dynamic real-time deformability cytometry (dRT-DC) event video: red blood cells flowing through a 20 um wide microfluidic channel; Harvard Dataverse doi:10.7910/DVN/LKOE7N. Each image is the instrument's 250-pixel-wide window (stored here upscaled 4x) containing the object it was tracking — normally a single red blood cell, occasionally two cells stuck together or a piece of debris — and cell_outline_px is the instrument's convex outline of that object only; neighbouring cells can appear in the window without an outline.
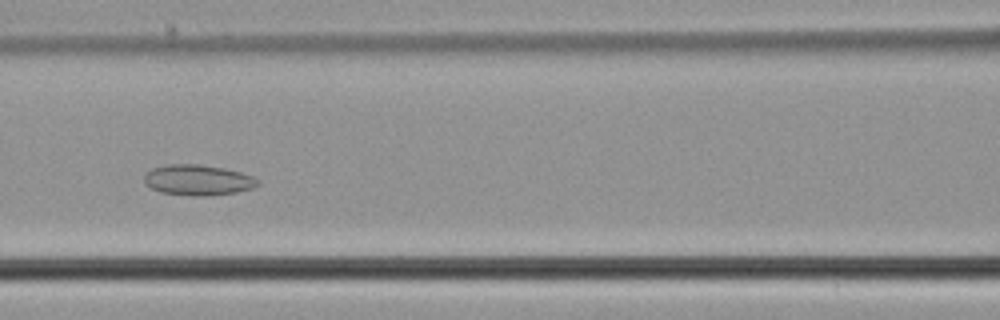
{"species": "common noctule bat (a hibernating species)", "species_latin": "Nyctalus noctula", "temperature_condition": "cold", "stored_images_in_passage": 50, "camera_frame_rate_fps": 3000, "um_per_image_px": 0.085, "animal": {"sex": "male", "body_mass_g": 21.5, "forearm_length_mm": 52.0}, "frame": {"image": 1, "passage_image": 19, "time_ms": 6.0, "image_size_px": [1000, 320], "cell_outline_px": [[260, 184], [252, 188], [236, 192], [208, 196], [192, 196], [160, 192], [144, 184], [144, 176], [152, 168], [168, 164], [200, 164], [224, 168], [240, 172], [252, 176], [260, 180]], "centroid_in_image_um": [16.83, 15.3], "position_along_channel_um": 149.8, "area_um2": 20.35}}
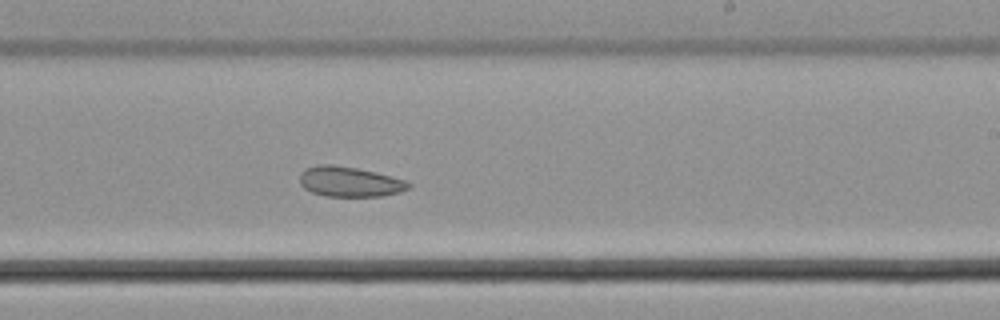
{"frame": {"image": 2, "passage_image": 28, "time_ms": 9.0, "image_size_px": [1000, 320], "cell_outline_px": [[412, 188], [400, 192], [384, 196], [324, 196], [312, 192], [304, 188], [300, 184], [300, 172], [304, 168], [316, 164], [332, 164], [356, 168], [376, 172], [404, 180], [412, 184]], "centroid_in_image_um": [29.71, 15.44], "position_along_channel_um": 259.3, "area_um2": 19.31}}
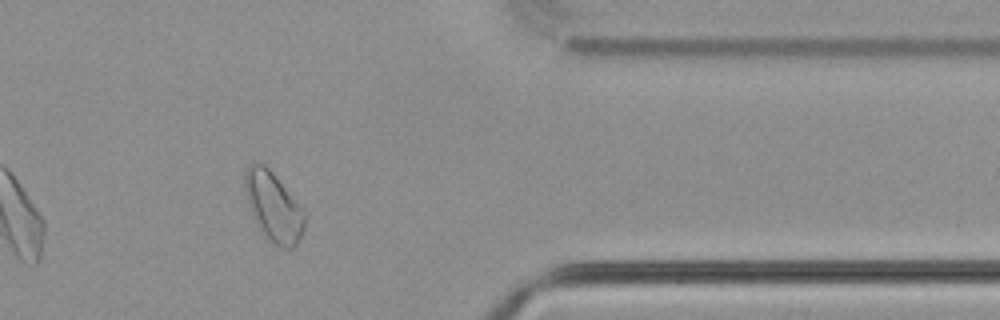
{"frame": {"image": 3, "passage_image": 40, "time_ms": 13.0, "image_size_px": [1000, 320], "cell_outline_px": [[308, 216], [304, 228], [296, 244], [292, 248], [284, 248], [272, 244], [260, 228], [252, 216], [244, 188], [244, 176], [252, 160], [256, 160], [264, 164], [272, 172], [308, 212]], "centroid_in_image_um": [23.28, 17.55], "position_along_channel_um": 388.1, "area_um2": 24.45}, "authors_computed_cell_mechanics": {"area_um2": 22.9177, "velocity_mm_per_s": 3.6595, "shape_relaxation_time_tau1_ms": null, "shape_relaxation_time_tau2_ms": 5.2199, "deformation_change_tau1": null, "deformation_change_tau2": 0.1013}}